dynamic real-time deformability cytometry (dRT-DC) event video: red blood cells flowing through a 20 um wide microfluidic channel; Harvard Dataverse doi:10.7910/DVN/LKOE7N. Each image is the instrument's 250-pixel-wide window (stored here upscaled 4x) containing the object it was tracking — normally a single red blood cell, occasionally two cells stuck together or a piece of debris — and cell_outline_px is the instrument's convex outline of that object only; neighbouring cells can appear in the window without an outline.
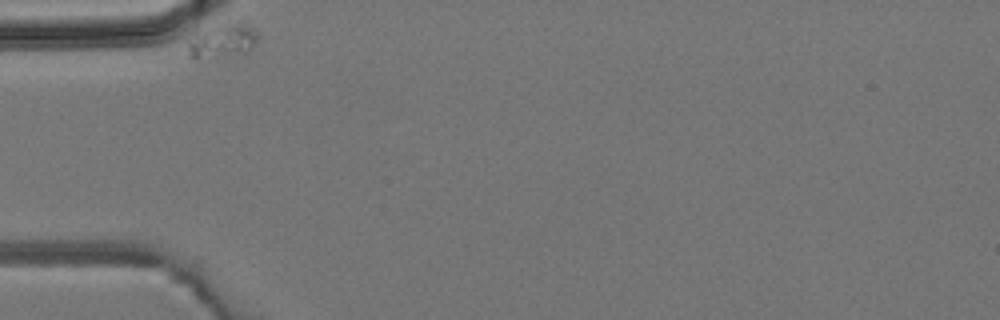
{"species": "common noctule bat (a hibernating species)", "species_latin": "Nyctalus noctula", "temperature_condition": "room temperature", "stored_images_in_passage": 4, "camera_frame_rate_fps": 3000, "um_per_image_px": 0.085, "animal": {"sex": "male", "body_mass_g": 19.2, "forearm_length_mm": 51.8}, "frame": {"image": 1, "passage_image": 1, "time_ms": 0.0, "image_size_px": [1000, 320], "cell_outline_px": [[256, 40], [244, 52], [196, 60], [192, 56], [188, 48], [188, 44], [200, 36], [240, 20], [244, 20], [252, 24], [256, 28]], "centroid_in_image_um": [19.05, 3.48], "position_along_channel_um": 65.9, "area_um2": 12.43}}